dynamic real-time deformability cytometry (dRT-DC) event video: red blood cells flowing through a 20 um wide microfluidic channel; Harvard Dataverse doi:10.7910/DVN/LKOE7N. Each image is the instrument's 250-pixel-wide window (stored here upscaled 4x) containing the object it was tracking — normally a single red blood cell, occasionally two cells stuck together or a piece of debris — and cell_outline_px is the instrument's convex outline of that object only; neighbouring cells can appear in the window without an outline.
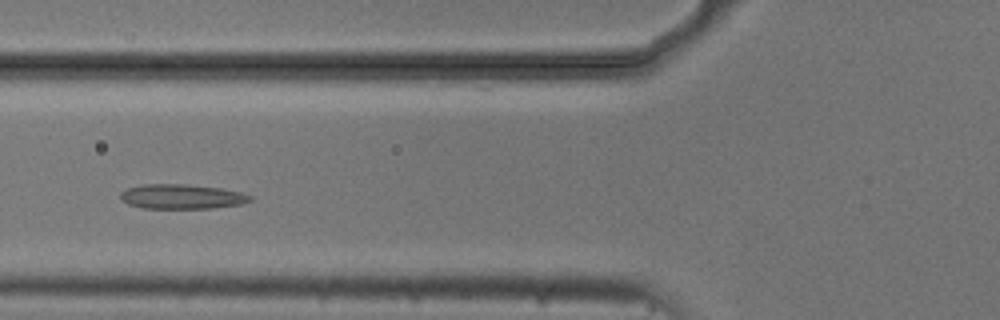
{"species": "common noctule bat (a hibernating species)", "species_latin": "Nyctalus noctula", "temperature_condition": "cold", "stored_images_in_passage": 6, "camera_frame_rate_fps": 3000, "um_per_image_px": 0.085, "animal": {"sex": "male", "body_mass_g": 20.5, "forearm_length_mm": 52.5}, "frame": {"image": 1, "passage_image": 4, "time_ms": 1.0, "image_size_px": [1000, 320], "cell_outline_px": [[252, 200], [240, 204], [216, 208], [140, 208], [128, 204], [120, 196], [120, 192], [128, 188], [140, 184], [184, 184], [220, 188], [240, 192], [252, 196]], "centroid_in_image_um": [15.44, 16.71], "position_along_channel_um": 110.4, "area_um2": 18.61}}
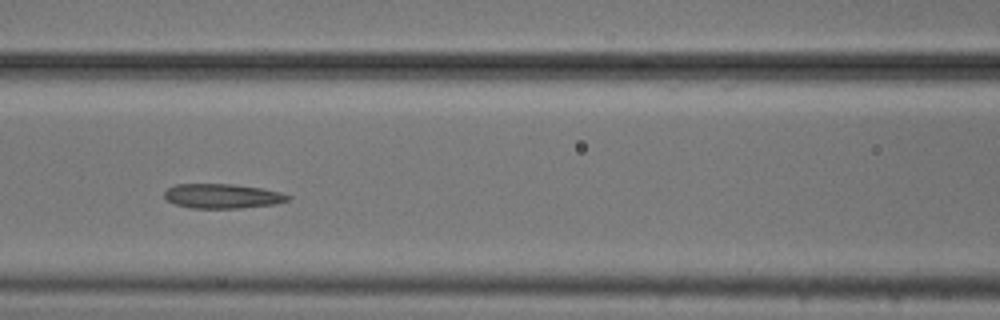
{"frame": {"image": 2, "passage_image": 5, "time_ms": 1.333, "image_size_px": [1000, 320], "cell_outline_px": [[292, 196], [288, 200], [276, 204], [240, 208], [192, 208], [176, 204], [168, 200], [164, 196], [164, 192], [168, 188], [176, 184], [232, 184], [260, 188], [280, 192]], "centroid_in_image_um": [18.91, 16.67], "position_along_channel_um": 147.7, "area_um2": 17.57}}
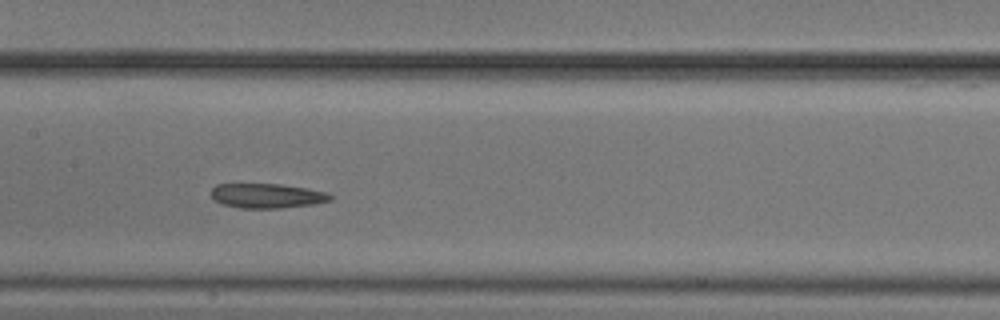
{"frame": {"image": 3, "passage_image": 6, "time_ms": 1.667, "image_size_px": [1000, 320], "cell_outline_px": [[332, 200], [312, 204], [280, 208], [240, 208], [224, 204], [216, 200], [212, 196], [212, 188], [216, 184], [280, 184], [328, 192], [332, 196]], "centroid_in_image_um": [22.71, 16.64], "position_along_channel_um": 184.7, "area_um2": 16.88}}